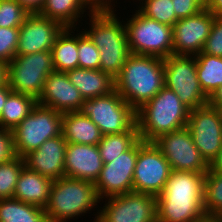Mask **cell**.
Returning <instances> with one entry per match:
<instances>
[{"instance_id": "obj_1", "label": "cell", "mask_w": 222, "mask_h": 222, "mask_svg": "<svg viewBox=\"0 0 222 222\" xmlns=\"http://www.w3.org/2000/svg\"><path fill=\"white\" fill-rule=\"evenodd\" d=\"M206 173L172 170L163 192L156 197L157 222H203Z\"/></svg>"}, {"instance_id": "obj_2", "label": "cell", "mask_w": 222, "mask_h": 222, "mask_svg": "<svg viewBox=\"0 0 222 222\" xmlns=\"http://www.w3.org/2000/svg\"><path fill=\"white\" fill-rule=\"evenodd\" d=\"M114 80L115 90L136 111L165 86L163 58L131 53Z\"/></svg>"}, {"instance_id": "obj_3", "label": "cell", "mask_w": 222, "mask_h": 222, "mask_svg": "<svg viewBox=\"0 0 222 222\" xmlns=\"http://www.w3.org/2000/svg\"><path fill=\"white\" fill-rule=\"evenodd\" d=\"M87 15L90 18L87 23L90 27L84 28L83 32L99 50L100 70L115 79L131 54L124 20L120 21L115 12Z\"/></svg>"}, {"instance_id": "obj_4", "label": "cell", "mask_w": 222, "mask_h": 222, "mask_svg": "<svg viewBox=\"0 0 222 222\" xmlns=\"http://www.w3.org/2000/svg\"><path fill=\"white\" fill-rule=\"evenodd\" d=\"M190 109L178 95L164 86L150 101L136 110L140 139L154 142L160 136L186 127Z\"/></svg>"}, {"instance_id": "obj_5", "label": "cell", "mask_w": 222, "mask_h": 222, "mask_svg": "<svg viewBox=\"0 0 222 222\" xmlns=\"http://www.w3.org/2000/svg\"><path fill=\"white\" fill-rule=\"evenodd\" d=\"M100 202L94 183L63 177L53 181L49 202L44 209L48 222H67L85 216L98 208Z\"/></svg>"}, {"instance_id": "obj_6", "label": "cell", "mask_w": 222, "mask_h": 222, "mask_svg": "<svg viewBox=\"0 0 222 222\" xmlns=\"http://www.w3.org/2000/svg\"><path fill=\"white\" fill-rule=\"evenodd\" d=\"M63 114L37 103L11 132L15 155L23 158L47 139L62 135Z\"/></svg>"}, {"instance_id": "obj_7", "label": "cell", "mask_w": 222, "mask_h": 222, "mask_svg": "<svg viewBox=\"0 0 222 222\" xmlns=\"http://www.w3.org/2000/svg\"><path fill=\"white\" fill-rule=\"evenodd\" d=\"M125 28L130 52L166 58L173 54L172 27L146 17L139 10L126 18Z\"/></svg>"}, {"instance_id": "obj_8", "label": "cell", "mask_w": 222, "mask_h": 222, "mask_svg": "<svg viewBox=\"0 0 222 222\" xmlns=\"http://www.w3.org/2000/svg\"><path fill=\"white\" fill-rule=\"evenodd\" d=\"M54 71L51 51L16 55L6 65V81L12 91L38 100L46 78Z\"/></svg>"}, {"instance_id": "obj_9", "label": "cell", "mask_w": 222, "mask_h": 222, "mask_svg": "<svg viewBox=\"0 0 222 222\" xmlns=\"http://www.w3.org/2000/svg\"><path fill=\"white\" fill-rule=\"evenodd\" d=\"M79 112L88 116L103 135L129 131L136 124V111L116 90L106 96L84 99Z\"/></svg>"}, {"instance_id": "obj_10", "label": "cell", "mask_w": 222, "mask_h": 222, "mask_svg": "<svg viewBox=\"0 0 222 222\" xmlns=\"http://www.w3.org/2000/svg\"><path fill=\"white\" fill-rule=\"evenodd\" d=\"M163 61L165 86L174 91L184 105L192 110L209 103L199 84L195 56L172 54Z\"/></svg>"}, {"instance_id": "obj_11", "label": "cell", "mask_w": 222, "mask_h": 222, "mask_svg": "<svg viewBox=\"0 0 222 222\" xmlns=\"http://www.w3.org/2000/svg\"><path fill=\"white\" fill-rule=\"evenodd\" d=\"M105 199V201H103ZM93 222H157L156 197L130 192L101 199Z\"/></svg>"}, {"instance_id": "obj_12", "label": "cell", "mask_w": 222, "mask_h": 222, "mask_svg": "<svg viewBox=\"0 0 222 222\" xmlns=\"http://www.w3.org/2000/svg\"><path fill=\"white\" fill-rule=\"evenodd\" d=\"M172 169L154 142L138 140V156L133 176V192L159 196Z\"/></svg>"}, {"instance_id": "obj_13", "label": "cell", "mask_w": 222, "mask_h": 222, "mask_svg": "<svg viewBox=\"0 0 222 222\" xmlns=\"http://www.w3.org/2000/svg\"><path fill=\"white\" fill-rule=\"evenodd\" d=\"M187 127L193 143L210 165L222 148V116L209 103L190 110Z\"/></svg>"}, {"instance_id": "obj_14", "label": "cell", "mask_w": 222, "mask_h": 222, "mask_svg": "<svg viewBox=\"0 0 222 222\" xmlns=\"http://www.w3.org/2000/svg\"><path fill=\"white\" fill-rule=\"evenodd\" d=\"M154 144L161 150L172 170L207 173L209 164L193 143L188 127L160 136Z\"/></svg>"}, {"instance_id": "obj_15", "label": "cell", "mask_w": 222, "mask_h": 222, "mask_svg": "<svg viewBox=\"0 0 222 222\" xmlns=\"http://www.w3.org/2000/svg\"><path fill=\"white\" fill-rule=\"evenodd\" d=\"M215 16L206 8L179 19L172 27L173 55L196 56L203 51Z\"/></svg>"}, {"instance_id": "obj_16", "label": "cell", "mask_w": 222, "mask_h": 222, "mask_svg": "<svg viewBox=\"0 0 222 222\" xmlns=\"http://www.w3.org/2000/svg\"><path fill=\"white\" fill-rule=\"evenodd\" d=\"M138 156V141L126 152L105 163L95 183L100 199L133 192V176Z\"/></svg>"}, {"instance_id": "obj_17", "label": "cell", "mask_w": 222, "mask_h": 222, "mask_svg": "<svg viewBox=\"0 0 222 222\" xmlns=\"http://www.w3.org/2000/svg\"><path fill=\"white\" fill-rule=\"evenodd\" d=\"M64 26L39 13H29L19 27L16 55H28L41 51H51L58 34Z\"/></svg>"}, {"instance_id": "obj_18", "label": "cell", "mask_w": 222, "mask_h": 222, "mask_svg": "<svg viewBox=\"0 0 222 222\" xmlns=\"http://www.w3.org/2000/svg\"><path fill=\"white\" fill-rule=\"evenodd\" d=\"M84 98L70 82L66 72H51L44 82L38 104L60 113L79 111Z\"/></svg>"}, {"instance_id": "obj_19", "label": "cell", "mask_w": 222, "mask_h": 222, "mask_svg": "<svg viewBox=\"0 0 222 222\" xmlns=\"http://www.w3.org/2000/svg\"><path fill=\"white\" fill-rule=\"evenodd\" d=\"M63 135L47 139L38 149L23 157L25 166L51 180L65 177V151Z\"/></svg>"}, {"instance_id": "obj_20", "label": "cell", "mask_w": 222, "mask_h": 222, "mask_svg": "<svg viewBox=\"0 0 222 222\" xmlns=\"http://www.w3.org/2000/svg\"><path fill=\"white\" fill-rule=\"evenodd\" d=\"M103 165L98 145L67 143L65 177L86 180L95 184Z\"/></svg>"}, {"instance_id": "obj_21", "label": "cell", "mask_w": 222, "mask_h": 222, "mask_svg": "<svg viewBox=\"0 0 222 222\" xmlns=\"http://www.w3.org/2000/svg\"><path fill=\"white\" fill-rule=\"evenodd\" d=\"M52 184L53 180L24 166L19 174L13 198L45 208L49 202Z\"/></svg>"}, {"instance_id": "obj_22", "label": "cell", "mask_w": 222, "mask_h": 222, "mask_svg": "<svg viewBox=\"0 0 222 222\" xmlns=\"http://www.w3.org/2000/svg\"><path fill=\"white\" fill-rule=\"evenodd\" d=\"M84 99L106 96L115 90V80L102 70L75 68L66 72Z\"/></svg>"}, {"instance_id": "obj_23", "label": "cell", "mask_w": 222, "mask_h": 222, "mask_svg": "<svg viewBox=\"0 0 222 222\" xmlns=\"http://www.w3.org/2000/svg\"><path fill=\"white\" fill-rule=\"evenodd\" d=\"M62 135L67 143L83 145H98L103 136L98 126L79 111L63 113Z\"/></svg>"}, {"instance_id": "obj_24", "label": "cell", "mask_w": 222, "mask_h": 222, "mask_svg": "<svg viewBox=\"0 0 222 222\" xmlns=\"http://www.w3.org/2000/svg\"><path fill=\"white\" fill-rule=\"evenodd\" d=\"M76 28L79 27H64L51 48L55 71L67 72L79 68L78 33L75 35L73 31Z\"/></svg>"}, {"instance_id": "obj_25", "label": "cell", "mask_w": 222, "mask_h": 222, "mask_svg": "<svg viewBox=\"0 0 222 222\" xmlns=\"http://www.w3.org/2000/svg\"><path fill=\"white\" fill-rule=\"evenodd\" d=\"M86 10L82 0H45L39 14L60 22L64 27H75L82 17L87 16L85 12L91 13Z\"/></svg>"}, {"instance_id": "obj_26", "label": "cell", "mask_w": 222, "mask_h": 222, "mask_svg": "<svg viewBox=\"0 0 222 222\" xmlns=\"http://www.w3.org/2000/svg\"><path fill=\"white\" fill-rule=\"evenodd\" d=\"M34 97L11 91L0 115V127L12 131L37 105Z\"/></svg>"}, {"instance_id": "obj_27", "label": "cell", "mask_w": 222, "mask_h": 222, "mask_svg": "<svg viewBox=\"0 0 222 222\" xmlns=\"http://www.w3.org/2000/svg\"><path fill=\"white\" fill-rule=\"evenodd\" d=\"M0 222H48L45 209L14 198L0 199Z\"/></svg>"}, {"instance_id": "obj_28", "label": "cell", "mask_w": 222, "mask_h": 222, "mask_svg": "<svg viewBox=\"0 0 222 222\" xmlns=\"http://www.w3.org/2000/svg\"><path fill=\"white\" fill-rule=\"evenodd\" d=\"M195 58L200 87L205 95L210 98L222 86V57L201 52Z\"/></svg>"}, {"instance_id": "obj_29", "label": "cell", "mask_w": 222, "mask_h": 222, "mask_svg": "<svg viewBox=\"0 0 222 222\" xmlns=\"http://www.w3.org/2000/svg\"><path fill=\"white\" fill-rule=\"evenodd\" d=\"M140 139L137 124L129 131L117 134L103 135L98 143V149L103 163H110L114 158L121 156Z\"/></svg>"}, {"instance_id": "obj_30", "label": "cell", "mask_w": 222, "mask_h": 222, "mask_svg": "<svg viewBox=\"0 0 222 222\" xmlns=\"http://www.w3.org/2000/svg\"><path fill=\"white\" fill-rule=\"evenodd\" d=\"M203 206L207 218L216 219L222 216V172L209 168L205 174Z\"/></svg>"}, {"instance_id": "obj_31", "label": "cell", "mask_w": 222, "mask_h": 222, "mask_svg": "<svg viewBox=\"0 0 222 222\" xmlns=\"http://www.w3.org/2000/svg\"><path fill=\"white\" fill-rule=\"evenodd\" d=\"M138 4L137 9L143 15L159 23L173 27L179 20L173 10L172 0H140Z\"/></svg>"}, {"instance_id": "obj_32", "label": "cell", "mask_w": 222, "mask_h": 222, "mask_svg": "<svg viewBox=\"0 0 222 222\" xmlns=\"http://www.w3.org/2000/svg\"><path fill=\"white\" fill-rule=\"evenodd\" d=\"M24 166V159L17 155L0 164V199L13 198L19 174Z\"/></svg>"}, {"instance_id": "obj_33", "label": "cell", "mask_w": 222, "mask_h": 222, "mask_svg": "<svg viewBox=\"0 0 222 222\" xmlns=\"http://www.w3.org/2000/svg\"><path fill=\"white\" fill-rule=\"evenodd\" d=\"M78 33L79 68L100 70V53L90 38L80 29Z\"/></svg>"}, {"instance_id": "obj_34", "label": "cell", "mask_w": 222, "mask_h": 222, "mask_svg": "<svg viewBox=\"0 0 222 222\" xmlns=\"http://www.w3.org/2000/svg\"><path fill=\"white\" fill-rule=\"evenodd\" d=\"M28 14L17 0H0V27H20Z\"/></svg>"}, {"instance_id": "obj_35", "label": "cell", "mask_w": 222, "mask_h": 222, "mask_svg": "<svg viewBox=\"0 0 222 222\" xmlns=\"http://www.w3.org/2000/svg\"><path fill=\"white\" fill-rule=\"evenodd\" d=\"M19 27H0V62L7 65L16 56Z\"/></svg>"}, {"instance_id": "obj_36", "label": "cell", "mask_w": 222, "mask_h": 222, "mask_svg": "<svg viewBox=\"0 0 222 222\" xmlns=\"http://www.w3.org/2000/svg\"><path fill=\"white\" fill-rule=\"evenodd\" d=\"M202 52L222 57V18L215 17L211 32L206 40Z\"/></svg>"}, {"instance_id": "obj_37", "label": "cell", "mask_w": 222, "mask_h": 222, "mask_svg": "<svg viewBox=\"0 0 222 222\" xmlns=\"http://www.w3.org/2000/svg\"><path fill=\"white\" fill-rule=\"evenodd\" d=\"M178 19L193 16L205 8V0H172Z\"/></svg>"}, {"instance_id": "obj_38", "label": "cell", "mask_w": 222, "mask_h": 222, "mask_svg": "<svg viewBox=\"0 0 222 222\" xmlns=\"http://www.w3.org/2000/svg\"><path fill=\"white\" fill-rule=\"evenodd\" d=\"M14 156L12 132L0 127V164Z\"/></svg>"}, {"instance_id": "obj_39", "label": "cell", "mask_w": 222, "mask_h": 222, "mask_svg": "<svg viewBox=\"0 0 222 222\" xmlns=\"http://www.w3.org/2000/svg\"><path fill=\"white\" fill-rule=\"evenodd\" d=\"M88 11L91 13L115 12V0H82ZM114 1V2H113ZM114 6V7H113Z\"/></svg>"}, {"instance_id": "obj_40", "label": "cell", "mask_w": 222, "mask_h": 222, "mask_svg": "<svg viewBox=\"0 0 222 222\" xmlns=\"http://www.w3.org/2000/svg\"><path fill=\"white\" fill-rule=\"evenodd\" d=\"M17 1L29 13H39L45 3V0H17Z\"/></svg>"}, {"instance_id": "obj_41", "label": "cell", "mask_w": 222, "mask_h": 222, "mask_svg": "<svg viewBox=\"0 0 222 222\" xmlns=\"http://www.w3.org/2000/svg\"><path fill=\"white\" fill-rule=\"evenodd\" d=\"M205 8L216 18H222V0H205Z\"/></svg>"}, {"instance_id": "obj_42", "label": "cell", "mask_w": 222, "mask_h": 222, "mask_svg": "<svg viewBox=\"0 0 222 222\" xmlns=\"http://www.w3.org/2000/svg\"><path fill=\"white\" fill-rule=\"evenodd\" d=\"M12 89L9 87L7 81L0 85V115L2 113L3 106L7 100V97Z\"/></svg>"}, {"instance_id": "obj_43", "label": "cell", "mask_w": 222, "mask_h": 222, "mask_svg": "<svg viewBox=\"0 0 222 222\" xmlns=\"http://www.w3.org/2000/svg\"><path fill=\"white\" fill-rule=\"evenodd\" d=\"M209 104L218 109L222 106V86H220L209 98Z\"/></svg>"}, {"instance_id": "obj_44", "label": "cell", "mask_w": 222, "mask_h": 222, "mask_svg": "<svg viewBox=\"0 0 222 222\" xmlns=\"http://www.w3.org/2000/svg\"><path fill=\"white\" fill-rule=\"evenodd\" d=\"M209 168L215 172H222V148L218 153L217 157L209 165Z\"/></svg>"}, {"instance_id": "obj_45", "label": "cell", "mask_w": 222, "mask_h": 222, "mask_svg": "<svg viewBox=\"0 0 222 222\" xmlns=\"http://www.w3.org/2000/svg\"><path fill=\"white\" fill-rule=\"evenodd\" d=\"M6 81V65L0 62V85Z\"/></svg>"}, {"instance_id": "obj_46", "label": "cell", "mask_w": 222, "mask_h": 222, "mask_svg": "<svg viewBox=\"0 0 222 222\" xmlns=\"http://www.w3.org/2000/svg\"><path fill=\"white\" fill-rule=\"evenodd\" d=\"M203 222H217V220L216 219H209V218H207Z\"/></svg>"}, {"instance_id": "obj_47", "label": "cell", "mask_w": 222, "mask_h": 222, "mask_svg": "<svg viewBox=\"0 0 222 222\" xmlns=\"http://www.w3.org/2000/svg\"><path fill=\"white\" fill-rule=\"evenodd\" d=\"M217 222H222V216L216 218Z\"/></svg>"}, {"instance_id": "obj_48", "label": "cell", "mask_w": 222, "mask_h": 222, "mask_svg": "<svg viewBox=\"0 0 222 222\" xmlns=\"http://www.w3.org/2000/svg\"><path fill=\"white\" fill-rule=\"evenodd\" d=\"M220 112H221V116H222V106L219 108Z\"/></svg>"}]
</instances>
